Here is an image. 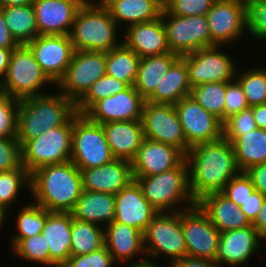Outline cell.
<instances>
[{
  "label": "cell",
  "instance_id": "obj_14",
  "mask_svg": "<svg viewBox=\"0 0 266 267\" xmlns=\"http://www.w3.org/2000/svg\"><path fill=\"white\" fill-rule=\"evenodd\" d=\"M181 222L187 256L215 261L221 232L209 217L195 205L181 211Z\"/></svg>",
  "mask_w": 266,
  "mask_h": 267
},
{
  "label": "cell",
  "instance_id": "obj_44",
  "mask_svg": "<svg viewBox=\"0 0 266 267\" xmlns=\"http://www.w3.org/2000/svg\"><path fill=\"white\" fill-rule=\"evenodd\" d=\"M18 103L0 90V137H16Z\"/></svg>",
  "mask_w": 266,
  "mask_h": 267
},
{
  "label": "cell",
  "instance_id": "obj_40",
  "mask_svg": "<svg viewBox=\"0 0 266 267\" xmlns=\"http://www.w3.org/2000/svg\"><path fill=\"white\" fill-rule=\"evenodd\" d=\"M239 73V75H238ZM249 107L266 104V67H251L236 73Z\"/></svg>",
  "mask_w": 266,
  "mask_h": 267
},
{
  "label": "cell",
  "instance_id": "obj_18",
  "mask_svg": "<svg viewBox=\"0 0 266 267\" xmlns=\"http://www.w3.org/2000/svg\"><path fill=\"white\" fill-rule=\"evenodd\" d=\"M145 99L133 86L95 102L84 115L91 121L106 124L116 121H141Z\"/></svg>",
  "mask_w": 266,
  "mask_h": 267
},
{
  "label": "cell",
  "instance_id": "obj_43",
  "mask_svg": "<svg viewBox=\"0 0 266 267\" xmlns=\"http://www.w3.org/2000/svg\"><path fill=\"white\" fill-rule=\"evenodd\" d=\"M252 107L232 115L223 123V137L231 143L238 137L257 129Z\"/></svg>",
  "mask_w": 266,
  "mask_h": 267
},
{
  "label": "cell",
  "instance_id": "obj_47",
  "mask_svg": "<svg viewBox=\"0 0 266 267\" xmlns=\"http://www.w3.org/2000/svg\"><path fill=\"white\" fill-rule=\"evenodd\" d=\"M215 0H164V8L173 15H206Z\"/></svg>",
  "mask_w": 266,
  "mask_h": 267
},
{
  "label": "cell",
  "instance_id": "obj_33",
  "mask_svg": "<svg viewBox=\"0 0 266 267\" xmlns=\"http://www.w3.org/2000/svg\"><path fill=\"white\" fill-rule=\"evenodd\" d=\"M236 164L245 172L254 165L266 163V130L257 128L232 142Z\"/></svg>",
  "mask_w": 266,
  "mask_h": 267
},
{
  "label": "cell",
  "instance_id": "obj_63",
  "mask_svg": "<svg viewBox=\"0 0 266 267\" xmlns=\"http://www.w3.org/2000/svg\"><path fill=\"white\" fill-rule=\"evenodd\" d=\"M261 240H263L262 241L263 243L266 242V234H264V235L261 236ZM264 244L266 245V243H264Z\"/></svg>",
  "mask_w": 266,
  "mask_h": 267
},
{
  "label": "cell",
  "instance_id": "obj_19",
  "mask_svg": "<svg viewBox=\"0 0 266 267\" xmlns=\"http://www.w3.org/2000/svg\"><path fill=\"white\" fill-rule=\"evenodd\" d=\"M185 154L174 146L144 138L131 161L133 177H149L178 167Z\"/></svg>",
  "mask_w": 266,
  "mask_h": 267
},
{
  "label": "cell",
  "instance_id": "obj_27",
  "mask_svg": "<svg viewBox=\"0 0 266 267\" xmlns=\"http://www.w3.org/2000/svg\"><path fill=\"white\" fill-rule=\"evenodd\" d=\"M102 126L113 156L132 161L145 138L141 121H116Z\"/></svg>",
  "mask_w": 266,
  "mask_h": 267
},
{
  "label": "cell",
  "instance_id": "obj_8",
  "mask_svg": "<svg viewBox=\"0 0 266 267\" xmlns=\"http://www.w3.org/2000/svg\"><path fill=\"white\" fill-rule=\"evenodd\" d=\"M116 159L107 143L102 124L78 112L73 116L70 161L79 169L100 167Z\"/></svg>",
  "mask_w": 266,
  "mask_h": 267
},
{
  "label": "cell",
  "instance_id": "obj_11",
  "mask_svg": "<svg viewBox=\"0 0 266 267\" xmlns=\"http://www.w3.org/2000/svg\"><path fill=\"white\" fill-rule=\"evenodd\" d=\"M223 46L201 48L181 56L188 69L191 87L211 82H230L236 76V63L229 53L221 51Z\"/></svg>",
  "mask_w": 266,
  "mask_h": 267
},
{
  "label": "cell",
  "instance_id": "obj_55",
  "mask_svg": "<svg viewBox=\"0 0 266 267\" xmlns=\"http://www.w3.org/2000/svg\"><path fill=\"white\" fill-rule=\"evenodd\" d=\"M252 225L260 236L266 234V200L262 204V207Z\"/></svg>",
  "mask_w": 266,
  "mask_h": 267
},
{
  "label": "cell",
  "instance_id": "obj_36",
  "mask_svg": "<svg viewBox=\"0 0 266 267\" xmlns=\"http://www.w3.org/2000/svg\"><path fill=\"white\" fill-rule=\"evenodd\" d=\"M104 246V227L72 217L71 256L85 255Z\"/></svg>",
  "mask_w": 266,
  "mask_h": 267
},
{
  "label": "cell",
  "instance_id": "obj_28",
  "mask_svg": "<svg viewBox=\"0 0 266 267\" xmlns=\"http://www.w3.org/2000/svg\"><path fill=\"white\" fill-rule=\"evenodd\" d=\"M197 205L221 233L252 225L239 206L221 192L204 196Z\"/></svg>",
  "mask_w": 266,
  "mask_h": 267
},
{
  "label": "cell",
  "instance_id": "obj_56",
  "mask_svg": "<svg viewBox=\"0 0 266 267\" xmlns=\"http://www.w3.org/2000/svg\"><path fill=\"white\" fill-rule=\"evenodd\" d=\"M252 112L257 127L266 130V104L252 107Z\"/></svg>",
  "mask_w": 266,
  "mask_h": 267
},
{
  "label": "cell",
  "instance_id": "obj_12",
  "mask_svg": "<svg viewBox=\"0 0 266 267\" xmlns=\"http://www.w3.org/2000/svg\"><path fill=\"white\" fill-rule=\"evenodd\" d=\"M105 74V52L75 50L64 76L55 87L58 86L61 94L76 103Z\"/></svg>",
  "mask_w": 266,
  "mask_h": 267
},
{
  "label": "cell",
  "instance_id": "obj_49",
  "mask_svg": "<svg viewBox=\"0 0 266 267\" xmlns=\"http://www.w3.org/2000/svg\"><path fill=\"white\" fill-rule=\"evenodd\" d=\"M21 145L16 137H0V172L19 168Z\"/></svg>",
  "mask_w": 266,
  "mask_h": 267
},
{
  "label": "cell",
  "instance_id": "obj_25",
  "mask_svg": "<svg viewBox=\"0 0 266 267\" xmlns=\"http://www.w3.org/2000/svg\"><path fill=\"white\" fill-rule=\"evenodd\" d=\"M104 246L111 253L115 262L118 260L123 265L126 262L129 263L130 260L137 263L146 259V257L144 259L141 257L138 258V261L135 260L138 254H146L143 232L120 222L112 221L109 225L104 226Z\"/></svg>",
  "mask_w": 266,
  "mask_h": 267
},
{
  "label": "cell",
  "instance_id": "obj_1",
  "mask_svg": "<svg viewBox=\"0 0 266 267\" xmlns=\"http://www.w3.org/2000/svg\"><path fill=\"white\" fill-rule=\"evenodd\" d=\"M185 161L191 194L196 203L208 194L222 192L240 172L233 145L224 137L191 147Z\"/></svg>",
  "mask_w": 266,
  "mask_h": 267
},
{
  "label": "cell",
  "instance_id": "obj_38",
  "mask_svg": "<svg viewBox=\"0 0 266 267\" xmlns=\"http://www.w3.org/2000/svg\"><path fill=\"white\" fill-rule=\"evenodd\" d=\"M225 92L226 82H211L192 87L190 96L224 123Z\"/></svg>",
  "mask_w": 266,
  "mask_h": 267
},
{
  "label": "cell",
  "instance_id": "obj_6",
  "mask_svg": "<svg viewBox=\"0 0 266 267\" xmlns=\"http://www.w3.org/2000/svg\"><path fill=\"white\" fill-rule=\"evenodd\" d=\"M46 84L55 86L42 71L30 48L27 45H19L13 49L7 73L0 81V90L20 100L45 94L40 90L46 88Z\"/></svg>",
  "mask_w": 266,
  "mask_h": 267
},
{
  "label": "cell",
  "instance_id": "obj_42",
  "mask_svg": "<svg viewBox=\"0 0 266 267\" xmlns=\"http://www.w3.org/2000/svg\"><path fill=\"white\" fill-rule=\"evenodd\" d=\"M11 250L21 259L50 267V252L42 233L20 240Z\"/></svg>",
  "mask_w": 266,
  "mask_h": 267
},
{
  "label": "cell",
  "instance_id": "obj_45",
  "mask_svg": "<svg viewBox=\"0 0 266 267\" xmlns=\"http://www.w3.org/2000/svg\"><path fill=\"white\" fill-rule=\"evenodd\" d=\"M255 190L251 178L240 171L224 186L221 193L240 207Z\"/></svg>",
  "mask_w": 266,
  "mask_h": 267
},
{
  "label": "cell",
  "instance_id": "obj_50",
  "mask_svg": "<svg viewBox=\"0 0 266 267\" xmlns=\"http://www.w3.org/2000/svg\"><path fill=\"white\" fill-rule=\"evenodd\" d=\"M247 108L249 105L240 83L236 79L226 82L224 122Z\"/></svg>",
  "mask_w": 266,
  "mask_h": 267
},
{
  "label": "cell",
  "instance_id": "obj_54",
  "mask_svg": "<svg viewBox=\"0 0 266 267\" xmlns=\"http://www.w3.org/2000/svg\"><path fill=\"white\" fill-rule=\"evenodd\" d=\"M19 44L11 35L7 25L5 24L3 9L0 7V47L17 48Z\"/></svg>",
  "mask_w": 266,
  "mask_h": 267
},
{
  "label": "cell",
  "instance_id": "obj_7",
  "mask_svg": "<svg viewBox=\"0 0 266 267\" xmlns=\"http://www.w3.org/2000/svg\"><path fill=\"white\" fill-rule=\"evenodd\" d=\"M73 117L62 126L49 129L21 145V163L32 174L35 170L70 161Z\"/></svg>",
  "mask_w": 266,
  "mask_h": 267
},
{
  "label": "cell",
  "instance_id": "obj_22",
  "mask_svg": "<svg viewBox=\"0 0 266 267\" xmlns=\"http://www.w3.org/2000/svg\"><path fill=\"white\" fill-rule=\"evenodd\" d=\"M38 35H69L81 5L75 0H34Z\"/></svg>",
  "mask_w": 266,
  "mask_h": 267
},
{
  "label": "cell",
  "instance_id": "obj_2",
  "mask_svg": "<svg viewBox=\"0 0 266 267\" xmlns=\"http://www.w3.org/2000/svg\"><path fill=\"white\" fill-rule=\"evenodd\" d=\"M83 191L82 174L71 161L46 165L31 174V195L49 212H71Z\"/></svg>",
  "mask_w": 266,
  "mask_h": 267
},
{
  "label": "cell",
  "instance_id": "obj_26",
  "mask_svg": "<svg viewBox=\"0 0 266 267\" xmlns=\"http://www.w3.org/2000/svg\"><path fill=\"white\" fill-rule=\"evenodd\" d=\"M71 212H50L42 235L50 252V266L62 267L71 256Z\"/></svg>",
  "mask_w": 266,
  "mask_h": 267
},
{
  "label": "cell",
  "instance_id": "obj_59",
  "mask_svg": "<svg viewBox=\"0 0 266 267\" xmlns=\"http://www.w3.org/2000/svg\"><path fill=\"white\" fill-rule=\"evenodd\" d=\"M124 266L125 267H161L160 265L154 263L152 260L150 261V258L137 262V263L131 262L128 265L126 263Z\"/></svg>",
  "mask_w": 266,
  "mask_h": 267
},
{
  "label": "cell",
  "instance_id": "obj_13",
  "mask_svg": "<svg viewBox=\"0 0 266 267\" xmlns=\"http://www.w3.org/2000/svg\"><path fill=\"white\" fill-rule=\"evenodd\" d=\"M141 123L145 138L174 146L185 155L191 148L185 139L174 105L144 101Z\"/></svg>",
  "mask_w": 266,
  "mask_h": 267
},
{
  "label": "cell",
  "instance_id": "obj_46",
  "mask_svg": "<svg viewBox=\"0 0 266 267\" xmlns=\"http://www.w3.org/2000/svg\"><path fill=\"white\" fill-rule=\"evenodd\" d=\"M247 31L256 39H266V0H253L246 9Z\"/></svg>",
  "mask_w": 266,
  "mask_h": 267
},
{
  "label": "cell",
  "instance_id": "obj_35",
  "mask_svg": "<svg viewBox=\"0 0 266 267\" xmlns=\"http://www.w3.org/2000/svg\"><path fill=\"white\" fill-rule=\"evenodd\" d=\"M141 58L124 42L106 52V74L133 86Z\"/></svg>",
  "mask_w": 266,
  "mask_h": 267
},
{
  "label": "cell",
  "instance_id": "obj_61",
  "mask_svg": "<svg viewBox=\"0 0 266 267\" xmlns=\"http://www.w3.org/2000/svg\"><path fill=\"white\" fill-rule=\"evenodd\" d=\"M77 1L81 6H86V5H98L101 4V0H95L96 3L92 0H75Z\"/></svg>",
  "mask_w": 266,
  "mask_h": 267
},
{
  "label": "cell",
  "instance_id": "obj_57",
  "mask_svg": "<svg viewBox=\"0 0 266 267\" xmlns=\"http://www.w3.org/2000/svg\"><path fill=\"white\" fill-rule=\"evenodd\" d=\"M15 48H2L0 47V81L6 75L11 53Z\"/></svg>",
  "mask_w": 266,
  "mask_h": 267
},
{
  "label": "cell",
  "instance_id": "obj_37",
  "mask_svg": "<svg viewBox=\"0 0 266 267\" xmlns=\"http://www.w3.org/2000/svg\"><path fill=\"white\" fill-rule=\"evenodd\" d=\"M50 212L44 207L33 203L21 207L17 216L16 224L17 232L11 236L12 248L22 239L33 237L42 232L46 218ZM13 237V238H12Z\"/></svg>",
  "mask_w": 266,
  "mask_h": 267
},
{
  "label": "cell",
  "instance_id": "obj_15",
  "mask_svg": "<svg viewBox=\"0 0 266 267\" xmlns=\"http://www.w3.org/2000/svg\"><path fill=\"white\" fill-rule=\"evenodd\" d=\"M174 108L190 147L223 137L221 120L204 110L191 96L182 98Z\"/></svg>",
  "mask_w": 266,
  "mask_h": 267
},
{
  "label": "cell",
  "instance_id": "obj_48",
  "mask_svg": "<svg viewBox=\"0 0 266 267\" xmlns=\"http://www.w3.org/2000/svg\"><path fill=\"white\" fill-rule=\"evenodd\" d=\"M114 263L116 264L111 253L103 246L85 255L70 256L62 267H113Z\"/></svg>",
  "mask_w": 266,
  "mask_h": 267
},
{
  "label": "cell",
  "instance_id": "obj_58",
  "mask_svg": "<svg viewBox=\"0 0 266 267\" xmlns=\"http://www.w3.org/2000/svg\"><path fill=\"white\" fill-rule=\"evenodd\" d=\"M34 0H0V7L24 6L33 4Z\"/></svg>",
  "mask_w": 266,
  "mask_h": 267
},
{
  "label": "cell",
  "instance_id": "obj_16",
  "mask_svg": "<svg viewBox=\"0 0 266 267\" xmlns=\"http://www.w3.org/2000/svg\"><path fill=\"white\" fill-rule=\"evenodd\" d=\"M42 71L56 85L75 52L69 35H38L27 44Z\"/></svg>",
  "mask_w": 266,
  "mask_h": 267
},
{
  "label": "cell",
  "instance_id": "obj_24",
  "mask_svg": "<svg viewBox=\"0 0 266 267\" xmlns=\"http://www.w3.org/2000/svg\"><path fill=\"white\" fill-rule=\"evenodd\" d=\"M123 42L140 58L171 53L162 18L125 28Z\"/></svg>",
  "mask_w": 266,
  "mask_h": 267
},
{
  "label": "cell",
  "instance_id": "obj_29",
  "mask_svg": "<svg viewBox=\"0 0 266 267\" xmlns=\"http://www.w3.org/2000/svg\"><path fill=\"white\" fill-rule=\"evenodd\" d=\"M103 5L119 27L121 23H128L127 28L161 17L164 0H107Z\"/></svg>",
  "mask_w": 266,
  "mask_h": 267
},
{
  "label": "cell",
  "instance_id": "obj_32",
  "mask_svg": "<svg viewBox=\"0 0 266 267\" xmlns=\"http://www.w3.org/2000/svg\"><path fill=\"white\" fill-rule=\"evenodd\" d=\"M180 58L174 53L147 56L140 60L138 73L133 87L146 100L156 89L163 76Z\"/></svg>",
  "mask_w": 266,
  "mask_h": 267
},
{
  "label": "cell",
  "instance_id": "obj_41",
  "mask_svg": "<svg viewBox=\"0 0 266 267\" xmlns=\"http://www.w3.org/2000/svg\"><path fill=\"white\" fill-rule=\"evenodd\" d=\"M127 87L126 83L105 74L94 82L88 91L76 102V111L79 114H84L95 102L113 96Z\"/></svg>",
  "mask_w": 266,
  "mask_h": 267
},
{
  "label": "cell",
  "instance_id": "obj_62",
  "mask_svg": "<svg viewBox=\"0 0 266 267\" xmlns=\"http://www.w3.org/2000/svg\"><path fill=\"white\" fill-rule=\"evenodd\" d=\"M7 212L0 207V230L3 228V225L5 223V218L8 214H6ZM4 222V223H3Z\"/></svg>",
  "mask_w": 266,
  "mask_h": 267
},
{
  "label": "cell",
  "instance_id": "obj_4",
  "mask_svg": "<svg viewBox=\"0 0 266 267\" xmlns=\"http://www.w3.org/2000/svg\"><path fill=\"white\" fill-rule=\"evenodd\" d=\"M118 27L103 4L86 5L78 10L69 36L76 51L106 53L123 42Z\"/></svg>",
  "mask_w": 266,
  "mask_h": 267
},
{
  "label": "cell",
  "instance_id": "obj_51",
  "mask_svg": "<svg viewBox=\"0 0 266 267\" xmlns=\"http://www.w3.org/2000/svg\"><path fill=\"white\" fill-rule=\"evenodd\" d=\"M265 200L266 197L260 191L255 190L239 207L251 224L255 221Z\"/></svg>",
  "mask_w": 266,
  "mask_h": 267
},
{
  "label": "cell",
  "instance_id": "obj_52",
  "mask_svg": "<svg viewBox=\"0 0 266 267\" xmlns=\"http://www.w3.org/2000/svg\"><path fill=\"white\" fill-rule=\"evenodd\" d=\"M245 173L251 178L255 189L266 197V163L251 166Z\"/></svg>",
  "mask_w": 266,
  "mask_h": 267
},
{
  "label": "cell",
  "instance_id": "obj_39",
  "mask_svg": "<svg viewBox=\"0 0 266 267\" xmlns=\"http://www.w3.org/2000/svg\"><path fill=\"white\" fill-rule=\"evenodd\" d=\"M24 187L31 191V174L24 165L15 170L0 172V207L8 212Z\"/></svg>",
  "mask_w": 266,
  "mask_h": 267
},
{
  "label": "cell",
  "instance_id": "obj_17",
  "mask_svg": "<svg viewBox=\"0 0 266 267\" xmlns=\"http://www.w3.org/2000/svg\"><path fill=\"white\" fill-rule=\"evenodd\" d=\"M206 19L210 47L232 45L231 42L239 41L246 34L244 31L247 32L246 8L236 3L215 1L206 13Z\"/></svg>",
  "mask_w": 266,
  "mask_h": 267
},
{
  "label": "cell",
  "instance_id": "obj_5",
  "mask_svg": "<svg viewBox=\"0 0 266 267\" xmlns=\"http://www.w3.org/2000/svg\"><path fill=\"white\" fill-rule=\"evenodd\" d=\"M134 180L159 213L180 212L197 205L191 194L185 160L176 168L149 177H134ZM183 204L187 208L181 206L180 209L178 206Z\"/></svg>",
  "mask_w": 266,
  "mask_h": 267
},
{
  "label": "cell",
  "instance_id": "obj_23",
  "mask_svg": "<svg viewBox=\"0 0 266 267\" xmlns=\"http://www.w3.org/2000/svg\"><path fill=\"white\" fill-rule=\"evenodd\" d=\"M79 170L83 190L117 194L134 180L131 161L124 159H114L100 167Z\"/></svg>",
  "mask_w": 266,
  "mask_h": 267
},
{
  "label": "cell",
  "instance_id": "obj_21",
  "mask_svg": "<svg viewBox=\"0 0 266 267\" xmlns=\"http://www.w3.org/2000/svg\"><path fill=\"white\" fill-rule=\"evenodd\" d=\"M159 212L143 196L138 183L133 180L115 194V222L135 227L144 233L151 220Z\"/></svg>",
  "mask_w": 266,
  "mask_h": 267
},
{
  "label": "cell",
  "instance_id": "obj_31",
  "mask_svg": "<svg viewBox=\"0 0 266 267\" xmlns=\"http://www.w3.org/2000/svg\"><path fill=\"white\" fill-rule=\"evenodd\" d=\"M191 88L186 63L179 58L145 101L175 105L182 98L190 96Z\"/></svg>",
  "mask_w": 266,
  "mask_h": 267
},
{
  "label": "cell",
  "instance_id": "obj_10",
  "mask_svg": "<svg viewBox=\"0 0 266 267\" xmlns=\"http://www.w3.org/2000/svg\"><path fill=\"white\" fill-rule=\"evenodd\" d=\"M171 53L184 56L210 47V31L206 15L179 16L165 8L161 13Z\"/></svg>",
  "mask_w": 266,
  "mask_h": 267
},
{
  "label": "cell",
  "instance_id": "obj_30",
  "mask_svg": "<svg viewBox=\"0 0 266 267\" xmlns=\"http://www.w3.org/2000/svg\"><path fill=\"white\" fill-rule=\"evenodd\" d=\"M71 214L79 221L107 226L115 217V194L83 190Z\"/></svg>",
  "mask_w": 266,
  "mask_h": 267
},
{
  "label": "cell",
  "instance_id": "obj_53",
  "mask_svg": "<svg viewBox=\"0 0 266 267\" xmlns=\"http://www.w3.org/2000/svg\"><path fill=\"white\" fill-rule=\"evenodd\" d=\"M171 267H219V265L210 259L185 256L176 261Z\"/></svg>",
  "mask_w": 266,
  "mask_h": 267
},
{
  "label": "cell",
  "instance_id": "obj_20",
  "mask_svg": "<svg viewBox=\"0 0 266 267\" xmlns=\"http://www.w3.org/2000/svg\"><path fill=\"white\" fill-rule=\"evenodd\" d=\"M260 241L261 236L253 225L223 232L219 237L215 262L219 267L225 264L228 267L246 265L254 253L259 252L263 246Z\"/></svg>",
  "mask_w": 266,
  "mask_h": 267
},
{
  "label": "cell",
  "instance_id": "obj_34",
  "mask_svg": "<svg viewBox=\"0 0 266 267\" xmlns=\"http://www.w3.org/2000/svg\"><path fill=\"white\" fill-rule=\"evenodd\" d=\"M5 24L19 45H27L38 36L33 4L2 7Z\"/></svg>",
  "mask_w": 266,
  "mask_h": 267
},
{
  "label": "cell",
  "instance_id": "obj_3",
  "mask_svg": "<svg viewBox=\"0 0 266 267\" xmlns=\"http://www.w3.org/2000/svg\"><path fill=\"white\" fill-rule=\"evenodd\" d=\"M20 99L17 109V135L20 145L43 132L67 123L76 113V103L60 92Z\"/></svg>",
  "mask_w": 266,
  "mask_h": 267
},
{
  "label": "cell",
  "instance_id": "obj_60",
  "mask_svg": "<svg viewBox=\"0 0 266 267\" xmlns=\"http://www.w3.org/2000/svg\"><path fill=\"white\" fill-rule=\"evenodd\" d=\"M215 1L226 2V3H236L247 9L253 0H215Z\"/></svg>",
  "mask_w": 266,
  "mask_h": 267
},
{
  "label": "cell",
  "instance_id": "obj_9",
  "mask_svg": "<svg viewBox=\"0 0 266 267\" xmlns=\"http://www.w3.org/2000/svg\"><path fill=\"white\" fill-rule=\"evenodd\" d=\"M143 238L145 256L160 258L162 254L166 255L169 265L165 267H171L176 261L187 256L181 211L158 213L144 231Z\"/></svg>",
  "mask_w": 266,
  "mask_h": 267
},
{
  "label": "cell",
  "instance_id": "obj_64",
  "mask_svg": "<svg viewBox=\"0 0 266 267\" xmlns=\"http://www.w3.org/2000/svg\"><path fill=\"white\" fill-rule=\"evenodd\" d=\"M107 0H101V4H104Z\"/></svg>",
  "mask_w": 266,
  "mask_h": 267
}]
</instances>
